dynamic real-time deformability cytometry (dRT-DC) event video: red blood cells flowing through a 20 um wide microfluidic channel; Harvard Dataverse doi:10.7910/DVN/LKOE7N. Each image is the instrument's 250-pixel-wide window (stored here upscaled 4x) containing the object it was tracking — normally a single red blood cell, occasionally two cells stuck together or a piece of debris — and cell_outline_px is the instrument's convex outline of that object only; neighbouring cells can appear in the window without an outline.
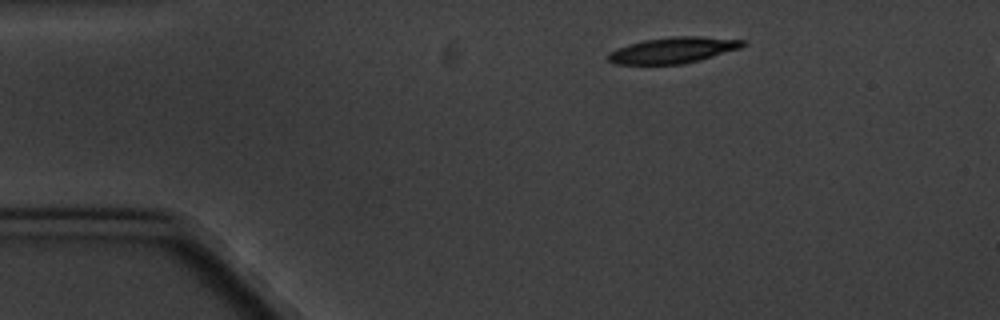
{"species": "common noctule bat (a hibernating species)", "species_latin": "Nyctalus noctula", "temperature_condition": "cold", "stored_images_in_passage": 4, "segment_of_instrument_passage": [1, 2], "camera_frame_rate_fps": 3000, "um_per_image_px": 0.085, "animal": {"sex": "male", "body_mass_g": 20.1, "forearm_length_mm": 53.5}, "frame": {"image": 1, "passage_image": 1, "time_ms": 0.0, "image_size_px": [1000, 320], "cell_outline_px": [[748, 44], [740, 48], [700, 60], [684, 64], [616, 64], [608, 60], [604, 56], [608, 52], [616, 48], [628, 44], [644, 40], [672, 36], [700, 36], [744, 40]], "centroid_in_image_um": [57.18, 4.26], "position_along_channel_um": 27.8, "area_um2": 20.58}}